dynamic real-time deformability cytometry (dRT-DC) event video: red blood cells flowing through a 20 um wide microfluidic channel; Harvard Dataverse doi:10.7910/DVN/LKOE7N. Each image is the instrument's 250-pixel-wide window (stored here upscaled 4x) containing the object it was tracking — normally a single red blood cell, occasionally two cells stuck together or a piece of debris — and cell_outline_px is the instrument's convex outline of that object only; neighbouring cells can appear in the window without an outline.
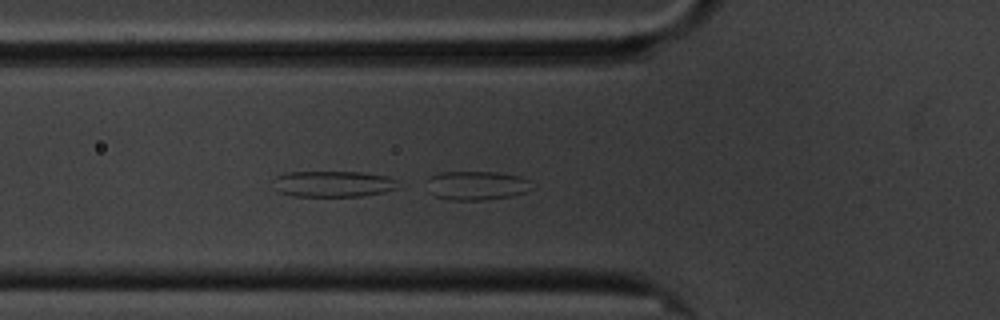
{"species": "common noctule bat (a hibernating species)", "species_latin": "Nyctalus noctula", "temperature_condition": "cold", "stored_images_in_passage": 58, "camera_frame_rate_fps": 3000, "um_per_image_px": 0.085, "animal": {"sex": "male", "body_mass_g": 20.1, "forearm_length_mm": 53.5}, "frame": {"image": 1, "passage_image": 20, "time_ms": 6.333, "image_size_px": [1000, 320], "cell_outline_px": [[536, 188], [512, 196], [484, 200], [448, 200], [436, 196], [428, 192], [424, 180], [428, 176], [440, 172], [496, 172], [520, 176], [528, 180]], "centroid_in_image_um": [40.46, 15.77], "position_along_channel_um": 85.3, "area_um2": 18.21}}
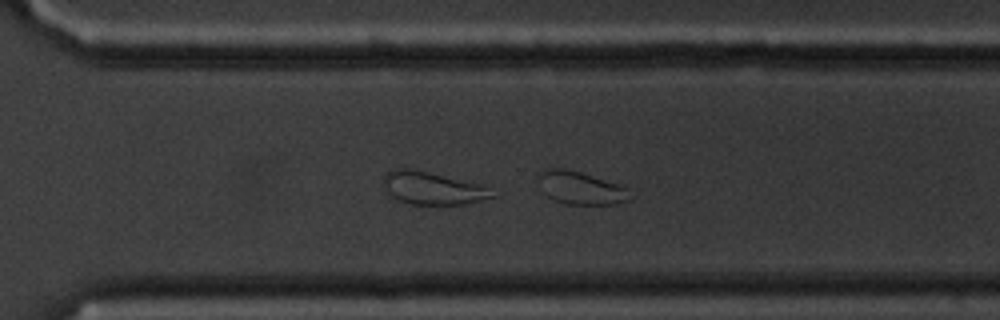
{"frame": {"image": 2, "passage_image": 41, "time_ms": 13.333, "image_size_px": [1000, 320], "cell_outline_px": [[628, 200], [616, 204], [568, 204], [556, 200], [548, 196], [544, 192], [536, 180], [536, 176], [544, 168], [564, 168], [580, 172], [624, 184]], "centroid_in_image_um": [49.3, 15.94], "position_along_channel_um": 321.3, "area_um2": 17.57}}
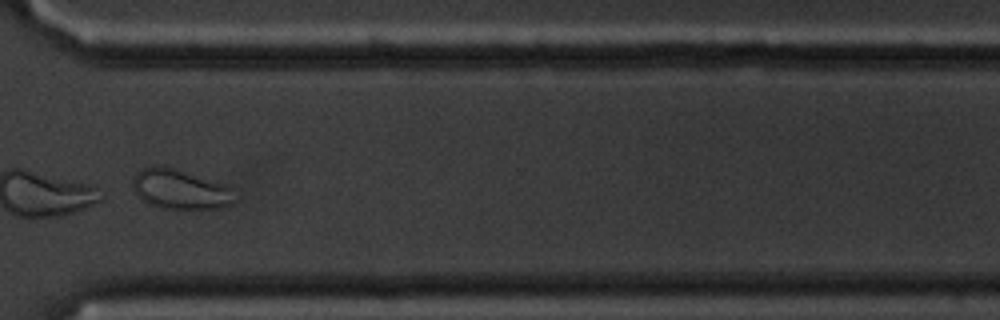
{"frame": {"image": 3, "passage_image": 44, "time_ms": 14.333, "image_size_px": [1000, 320], "cell_outline_px": [[240, 196], [232, 204], [224, 208], [160, 208], [148, 204], [132, 188], [132, 180], [136, 172], [144, 168], [164, 164], [220, 184]], "centroid_in_image_um": [15.29, 16.09], "position_along_channel_um": 355.3, "area_um2": 23.41}}